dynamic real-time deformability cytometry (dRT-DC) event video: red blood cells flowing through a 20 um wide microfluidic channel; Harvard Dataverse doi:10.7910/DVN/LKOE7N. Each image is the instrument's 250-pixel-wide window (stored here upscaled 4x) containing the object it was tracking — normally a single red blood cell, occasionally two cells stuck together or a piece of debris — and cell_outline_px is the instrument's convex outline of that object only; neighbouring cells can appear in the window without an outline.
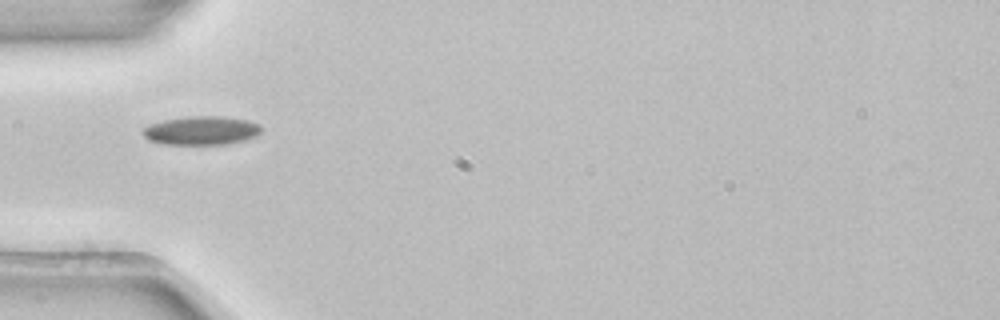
{"species": "common noctule bat (a hibernating species)", "species_latin": "Nyctalus noctula", "temperature_condition": "room temperature", "stored_images_in_passage": 29, "camera_frame_rate_fps": 3000, "um_per_image_px": 0.085, "animal": {"sex": "female", "body_mass_g": 22.7, "forearm_length_mm": 54.2}, "frame": {"image": 1, "passage_image": 1, "time_ms": 0.0, "image_size_px": [1000, 320], "cell_outline_px": [[260, 132], [256, 136], [244, 140], [224, 144], [164, 144], [148, 140], [140, 132], [148, 124], [164, 120], [188, 116], [224, 116], [248, 120], [260, 124]], "centroid_in_image_um": [17.09, 11.08], "position_along_channel_um": 67.9, "area_um2": 19.88}}
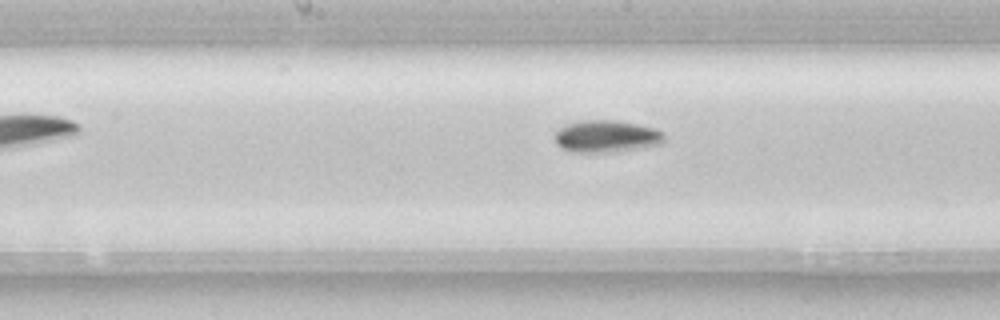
{"frame": {"image": 2, "passage_image": 11, "time_ms": 3.333, "image_size_px": [1000, 320], "cell_outline_px": [[664, 140], [660, 144], [612, 152], [576, 152], [560, 148], [556, 144], [552, 136], [560, 128], [568, 124], [580, 120], [616, 120], [656, 128], [664, 136]], "centroid_in_image_um": [51.49, 11.58], "position_along_channel_um": 196.7, "area_um2": 20.4}}
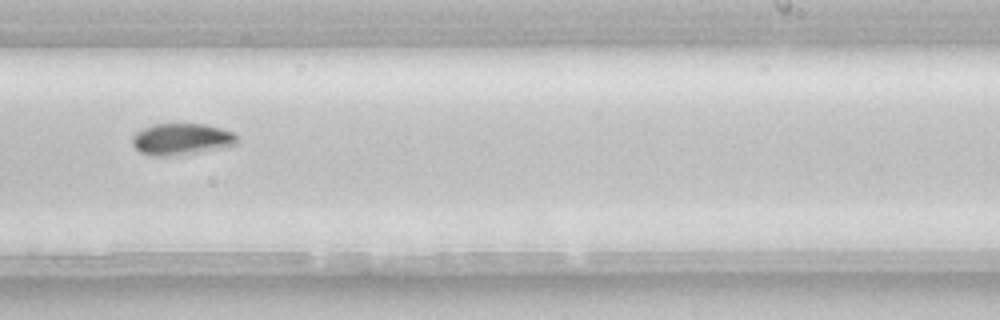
{"frame": {"image": 3, "passage_image": 17, "time_ms": 5.333, "image_size_px": [1000, 320], "cell_outline_px": [[236, 144], [228, 148], [168, 156], [152, 156], [140, 152], [132, 144], [132, 136], [136, 132], [152, 124], [204, 124], [220, 128], [232, 132], [236, 136]], "centroid_in_image_um": [15.42, 11.83], "position_along_channel_um": 273.6, "area_um2": 19.31}, "authors_computed_cell_mechanics": {"area_um2": 19.4208, "velocity_mm_per_s": 3.8662, "shape_relaxation_time_tau1_ms": 2.3627, "shape_relaxation_time_tau2_ms": null, "deformation_change_tau1": 0.0664, "deformation_change_tau2": null}}